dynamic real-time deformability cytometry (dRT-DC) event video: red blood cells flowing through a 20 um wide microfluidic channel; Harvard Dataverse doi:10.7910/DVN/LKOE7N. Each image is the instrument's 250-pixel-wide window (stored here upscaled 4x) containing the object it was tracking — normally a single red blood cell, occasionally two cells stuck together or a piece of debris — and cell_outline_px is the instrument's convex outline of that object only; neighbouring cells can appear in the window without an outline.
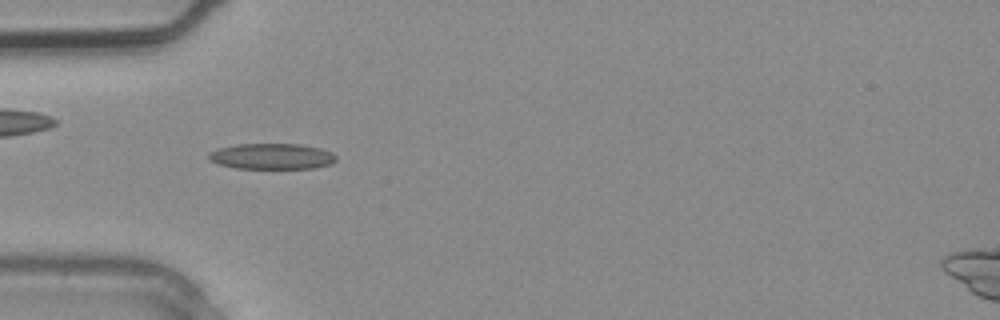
{"species": "common noctule bat (a hibernating species)", "species_latin": "Nyctalus noctula", "temperature_condition": "warm", "stored_images_in_passage": 2, "camera_frame_rate_fps": 3000, "um_per_image_px": 0.085, "animal": {"sex": "male", "body_mass_g": 20.4}, "frame": {"image": 1, "passage_image": 2, "time_ms": 0.333, "image_size_px": [1000, 320], "cell_outline_px": [[336, 160], [332, 164], [316, 168], [236, 168], [220, 164], [208, 160], [208, 152], [220, 148], [236, 144], [300, 144], [320, 148], [332, 152], [336, 156]], "centroid_in_image_um": [23.12, 13.29], "position_along_channel_um": 61.9, "area_um2": 19.19}}